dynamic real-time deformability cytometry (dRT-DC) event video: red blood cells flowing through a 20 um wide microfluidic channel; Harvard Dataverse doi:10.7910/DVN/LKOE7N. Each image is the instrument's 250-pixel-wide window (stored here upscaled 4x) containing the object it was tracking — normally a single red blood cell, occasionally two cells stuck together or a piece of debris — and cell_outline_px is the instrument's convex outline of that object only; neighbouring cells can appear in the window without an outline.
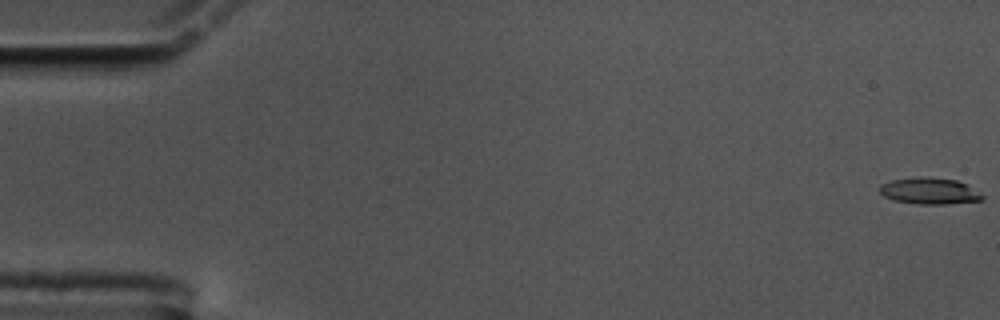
{"species": "common noctule bat (a hibernating species)", "species_latin": "Nyctalus noctula", "temperature_condition": "cold", "stored_images_in_passage": 59, "camera_frame_rate_fps": 3000, "um_per_image_px": 0.085, "animal": {"sex": "male", "body_mass_g": 17.5, "forearm_length_mm": 52.3}, "frame": {"image": 1, "passage_image": 1, "time_ms": 0.0, "image_size_px": [1000, 320], "cell_outline_px": [[984, 200], [944, 204], [920, 204], [892, 200], [884, 196], [880, 192], [880, 184], [892, 180], [924, 176], [956, 180], [968, 184], [984, 196]], "centroid_in_image_um": [79.02, 16.23], "position_along_channel_um": 6.0, "area_um2": 15.84}}
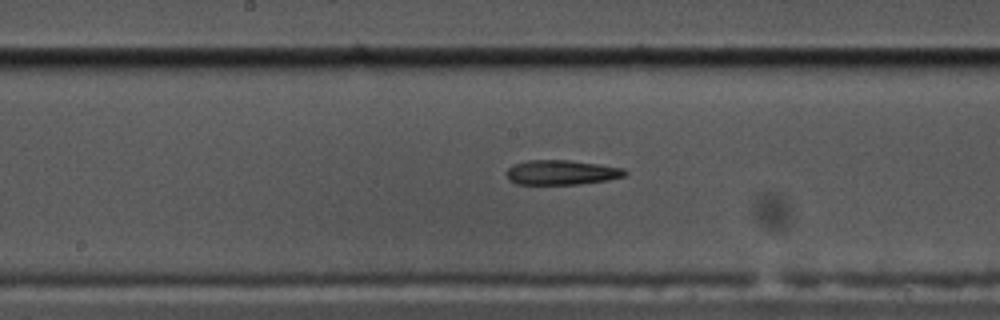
{"frame": {"image": 2, "passage_image": 31, "time_ms": 10.0, "image_size_px": [1000, 320], "cell_outline_px": [[628, 172], [624, 176], [608, 180], [576, 184], [516, 184], [508, 176], [508, 168], [512, 164], [528, 160], [568, 160], [600, 164], [624, 168]], "centroid_in_image_um": [47.76, 14.64], "position_along_channel_um": 200.4, "area_um2": 16.94}}
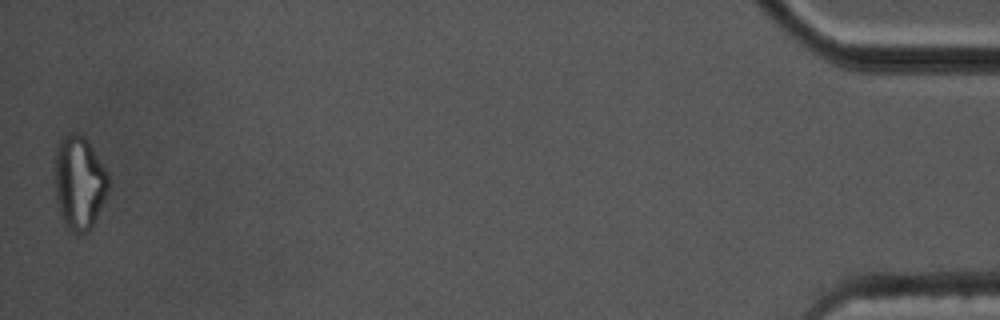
{"frame": {"image": 3, "passage_image": 59, "time_ms": 19.333, "image_size_px": [1000, 320], "cell_outline_px": [[108, 188], [104, 200], [92, 228], [88, 232], [72, 232], [64, 224], [56, 200], [56, 148], [60, 140], [68, 132], [76, 132], [84, 136], [88, 140], [108, 172]], "centroid_in_image_um": [6.75, 15.5], "position_along_channel_um": 428.5, "area_um2": 29.13}, "authors_computed_cell_mechanics": {"area_um2": 17.2822, "velocity_mm_per_s": 3.4418, "shape_relaxation_time_tau1_ms": null, "shape_relaxation_time_tau2_ms": 5.8944, "deformation_change_tau1": null, "deformation_change_tau2": 0.1773}}